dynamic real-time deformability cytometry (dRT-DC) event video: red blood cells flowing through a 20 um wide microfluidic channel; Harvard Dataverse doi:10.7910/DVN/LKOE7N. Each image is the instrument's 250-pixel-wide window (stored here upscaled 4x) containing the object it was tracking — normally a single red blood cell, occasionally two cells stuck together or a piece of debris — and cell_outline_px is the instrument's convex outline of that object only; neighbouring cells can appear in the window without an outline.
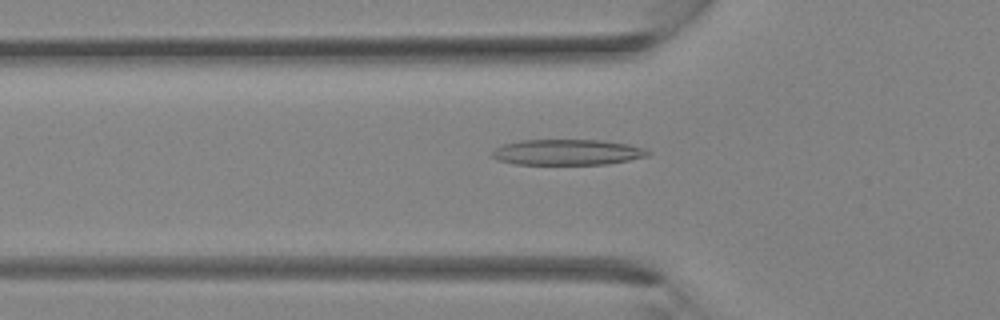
{"species": "Egyptian fruit bat (a non-hibernating species)", "species_latin": "Rousettus aegyptiacus", "temperature_condition": "room temperature", "stored_images_in_passage": 35, "camera_frame_rate_fps": 3000, "um_per_image_px": 0.085, "animal": {"sex": "female"}, "frame": {"image": 1, "passage_image": 12, "time_ms": 3.667, "image_size_px": [1000, 320], "cell_outline_px": [[652, 152], [648, 156], [608, 164], [516, 164], [496, 160], [492, 156], [492, 152], [496, 148], [504, 144], [520, 140], [600, 140], [628, 144], [644, 148]], "centroid_in_image_um": [48.23, 12.94], "position_along_channel_um": 77.6, "area_um2": 23.29}}
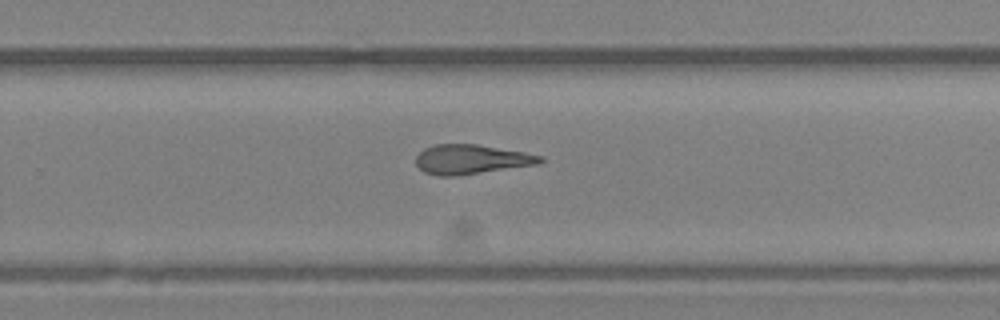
{"frame": {"image": 2, "passage_image": 23, "time_ms": 7.333, "image_size_px": [1000, 320], "cell_outline_px": [[544, 160], [540, 164], [456, 176], [440, 176], [424, 172], [416, 164], [416, 156], [424, 148], [436, 144], [476, 144], [524, 152], [544, 156]], "centroid_in_image_um": [40.07, 13.54], "position_along_channel_um": 289.7, "area_um2": 21.39}}
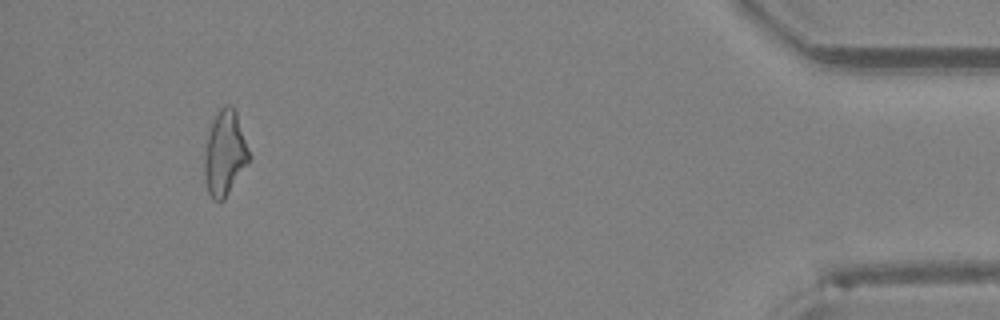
{"frame": {"image": 3, "passage_image": 33, "time_ms": 10.667, "image_size_px": [1000, 320], "cell_outline_px": [[252, 156], [248, 164], [224, 200], [212, 200], [208, 192], [204, 172], [204, 156], [208, 136], [212, 120], [220, 108], [224, 104], [232, 104], [236, 112]], "centroid_in_image_um": [19.13, 13.01], "position_along_channel_um": 416.1, "area_um2": 22.25}}